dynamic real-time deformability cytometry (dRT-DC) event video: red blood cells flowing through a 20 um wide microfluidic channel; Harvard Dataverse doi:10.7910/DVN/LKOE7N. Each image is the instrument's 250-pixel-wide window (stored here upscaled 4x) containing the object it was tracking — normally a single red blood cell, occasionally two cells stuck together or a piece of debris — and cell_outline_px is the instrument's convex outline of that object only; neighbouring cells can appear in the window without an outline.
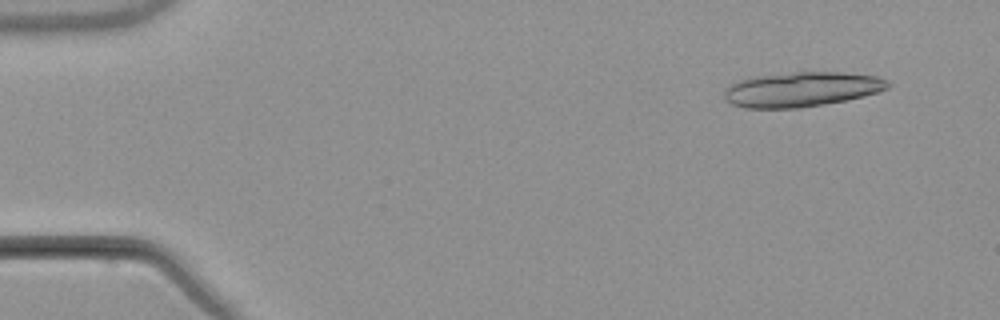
{"species": "common noctule bat (a hibernating species)", "species_latin": "Nyctalus noctula", "temperature_condition": "warm", "stored_images_in_passage": 4, "camera_frame_rate_fps": 3000, "um_per_image_px": 0.085, "animal": {"sex": "male", "body_mass_g": 21.5, "forearm_length_mm": 52.0}, "frame": {"image": 1, "passage_image": 1, "time_ms": 0.0, "image_size_px": [1000, 320], "cell_outline_px": [[892, 84], [888, 88], [876, 92], [844, 100], [800, 108], [744, 108], [732, 104], [724, 100], [724, 88], [748, 76], [792, 72], [840, 72], [876, 76], [888, 80]], "centroid_in_image_um": [68.07, 7.58], "position_along_channel_um": 16.9, "area_um2": 33.23}}